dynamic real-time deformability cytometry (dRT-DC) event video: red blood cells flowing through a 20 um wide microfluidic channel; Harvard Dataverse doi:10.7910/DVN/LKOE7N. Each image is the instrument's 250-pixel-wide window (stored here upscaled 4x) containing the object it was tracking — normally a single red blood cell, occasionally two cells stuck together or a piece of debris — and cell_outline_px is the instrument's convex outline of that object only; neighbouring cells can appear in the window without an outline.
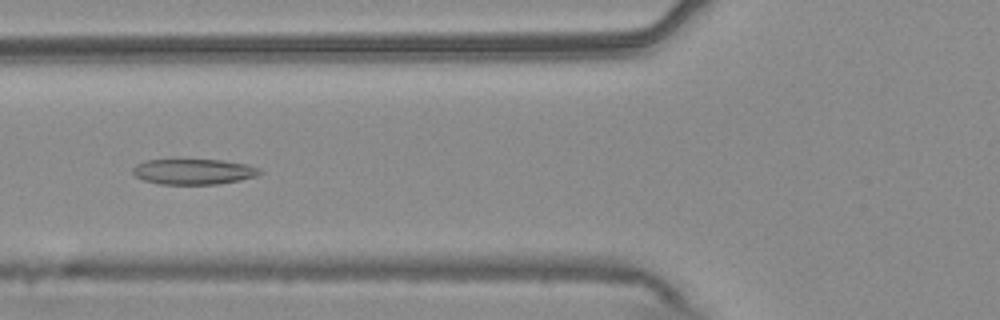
{"species": "common noctule bat (a hibernating species)", "species_latin": "Nyctalus noctula", "temperature_condition": "warm", "stored_images_in_passage": 53, "camera_frame_rate_fps": 3000, "um_per_image_px": 0.085, "animal": {"sex": "male", "body_mass_g": 20.4}, "frame": {"image": 1, "passage_image": 20, "time_ms": 6.333, "image_size_px": [1000, 320], "cell_outline_px": [[264, 172], [256, 176], [240, 180], [220, 184], [160, 184], [144, 180], [136, 176], [132, 172], [132, 168], [136, 164], [144, 160], [172, 156], [220, 160], [248, 164], [260, 168]], "centroid_in_image_um": [16.41, 14.53], "position_along_channel_um": 109.4, "area_um2": 20.06}}
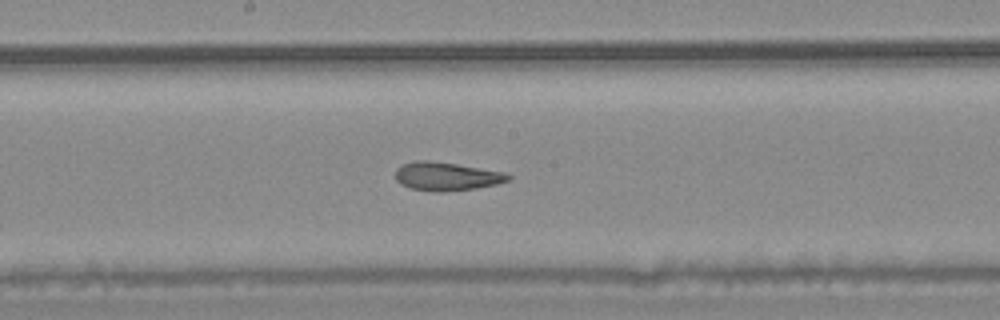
{"frame": {"image": 2, "passage_image": 28, "time_ms": 9.0, "image_size_px": [1000, 320], "cell_outline_px": [[512, 180], [496, 184], [476, 188], [440, 192], [432, 192], [412, 188], [400, 184], [396, 180], [396, 168], [404, 164], [416, 160], [428, 160], [456, 164], [504, 172], [512, 176]], "centroid_in_image_um": [37.96, 14.99], "position_along_channel_um": 210.2, "area_um2": 18.67}}
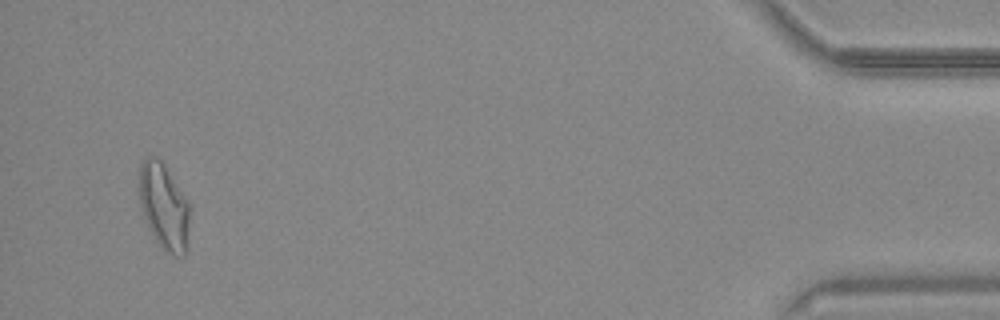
{"frame": {"image": 3, "passage_image": 51, "time_ms": 16.667, "image_size_px": [1000, 320], "cell_outline_px": [[188, 240], [184, 256], [172, 256], [164, 252], [160, 248], [148, 228], [140, 204], [140, 164], [148, 156], [156, 156], [164, 164], [188, 200]], "centroid_in_image_um": [13.93, 17.59], "position_along_channel_um": 421.3, "area_um2": 25.32}, "authors_computed_cell_mechanics": {"area_um2": 20.8658, "velocity_mm_per_s": 3.7778, "shape_relaxation_time_tau1_ms": null, "shape_relaxation_time_tau2_ms": 1.8348, "deformation_change_tau1": null, "deformation_change_tau2": 0.0923}}